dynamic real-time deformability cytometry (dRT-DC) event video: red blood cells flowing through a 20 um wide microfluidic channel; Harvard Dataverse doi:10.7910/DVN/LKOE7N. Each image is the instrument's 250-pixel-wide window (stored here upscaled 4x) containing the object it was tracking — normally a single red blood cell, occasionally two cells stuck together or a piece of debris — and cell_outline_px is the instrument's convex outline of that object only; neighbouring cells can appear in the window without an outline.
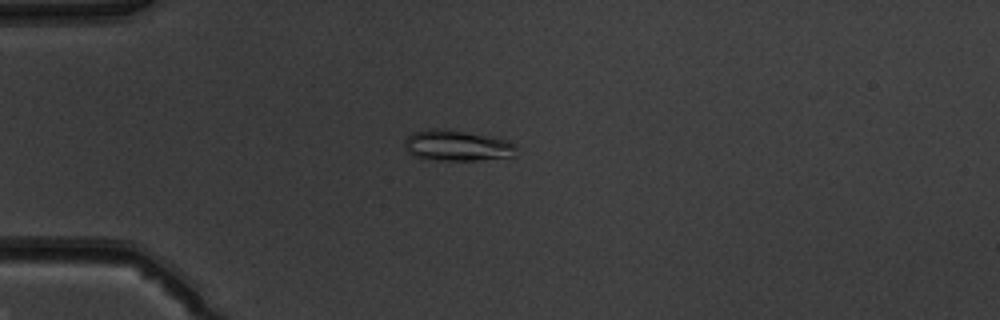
{"species": "common noctule bat (a hibernating species)", "species_latin": "Nyctalus noctula", "temperature_condition": "warm", "stored_images_in_passage": 50, "camera_frame_rate_fps": 3000, "um_per_image_px": 0.085, "animal": {"sex": "male", "body_mass_g": 19.5, "forearm_length_mm": 54.6}, "frame": {"image": 1, "passage_image": 13, "time_ms": 4.0, "image_size_px": [1000, 320], "cell_outline_px": [[516, 156], [480, 160], [436, 160], [416, 156], [408, 152], [404, 144], [404, 140], [412, 132], [428, 128], [440, 128], [500, 136], [516, 144]], "centroid_in_image_um": [38.92, 12.35], "position_along_channel_um": 46.1, "area_um2": 20.58}}
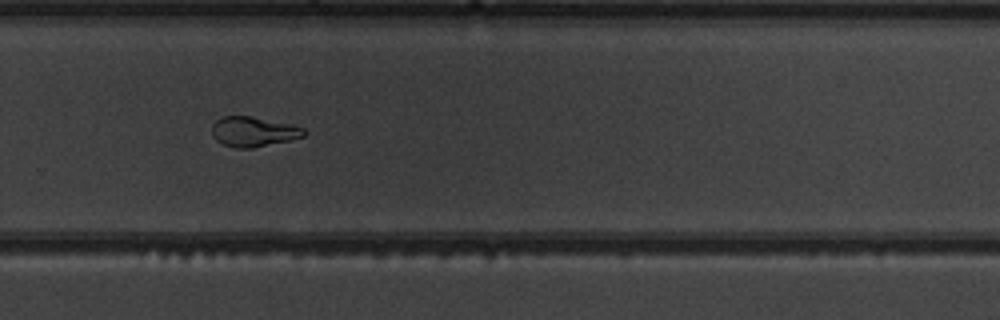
{"frame": {"image": 2, "passage_image": 34, "time_ms": 11.0, "image_size_px": [1000, 320], "cell_outline_px": [[308, 132], [304, 136], [288, 140], [252, 148], [236, 148], [224, 144], [216, 140], [212, 136], [212, 124], [216, 120], [224, 116], [248, 116], [288, 124], [304, 128]], "centroid_in_image_um": [21.51, 11.19], "position_along_channel_um": 308.3, "area_um2": 15.78}}
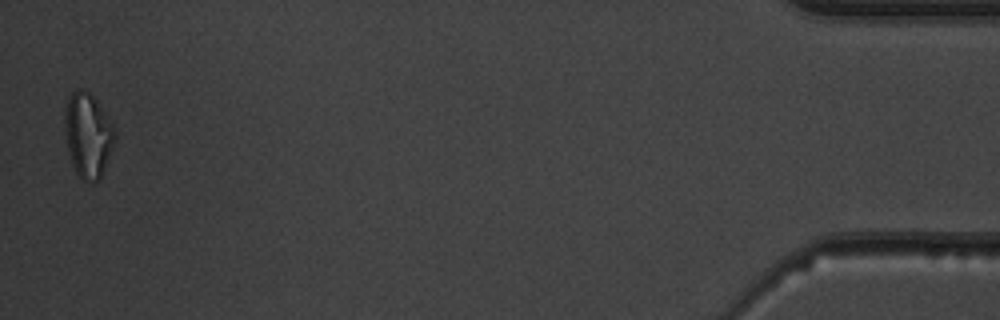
{"frame": {"image": 3, "passage_image": 49, "time_ms": 16.0, "image_size_px": [1000, 320], "cell_outline_px": [[116, 140], [100, 176], [96, 180], [84, 180], [76, 172], [72, 164], [68, 152], [64, 128], [64, 112], [68, 96], [76, 88], [84, 88], [96, 100], [116, 128]], "centroid_in_image_um": [7.46, 11.42], "position_along_channel_um": 427.7, "area_um2": 24.62}, "authors_computed_cell_mechanics": {"area_um2": 18.2359, "velocity_mm_per_s": 4.0726, "shape_relaxation_time_tau1_ms": 10.3152, "shape_relaxation_time_tau2_ms": 1.8673, "deformation_change_tau1": 0.2897, "deformation_change_tau2": 0.0497}}